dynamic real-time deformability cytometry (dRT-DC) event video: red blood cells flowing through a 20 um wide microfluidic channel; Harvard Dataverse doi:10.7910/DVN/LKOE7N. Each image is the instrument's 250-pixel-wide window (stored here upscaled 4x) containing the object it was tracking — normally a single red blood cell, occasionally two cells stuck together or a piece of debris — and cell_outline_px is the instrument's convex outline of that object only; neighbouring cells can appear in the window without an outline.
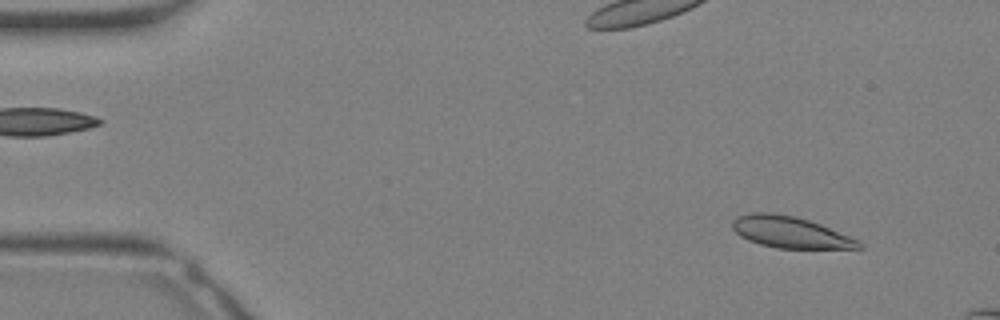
{"species": "Egyptian fruit bat (a non-hibernating species)", "species_latin": "Rousettus aegyptiacus", "temperature_condition": "warm", "stored_images_in_passage": 10, "camera_frame_rate_fps": 3000, "um_per_image_px": 0.085, "animal": {"sex": "female"}, "frame": {"image": 1, "passage_image": 4, "time_ms": 1.0, "image_size_px": [1000, 320], "cell_outline_px": [[864, 248], [776, 248], [760, 244], [748, 240], [740, 236], [732, 228], [732, 220], [736, 216], [748, 212], [772, 212], [796, 216], [820, 224], [860, 240], [864, 244]], "centroid_in_image_um": [67.15, 19.72], "position_along_channel_um": 17.8, "area_um2": 23.35}}